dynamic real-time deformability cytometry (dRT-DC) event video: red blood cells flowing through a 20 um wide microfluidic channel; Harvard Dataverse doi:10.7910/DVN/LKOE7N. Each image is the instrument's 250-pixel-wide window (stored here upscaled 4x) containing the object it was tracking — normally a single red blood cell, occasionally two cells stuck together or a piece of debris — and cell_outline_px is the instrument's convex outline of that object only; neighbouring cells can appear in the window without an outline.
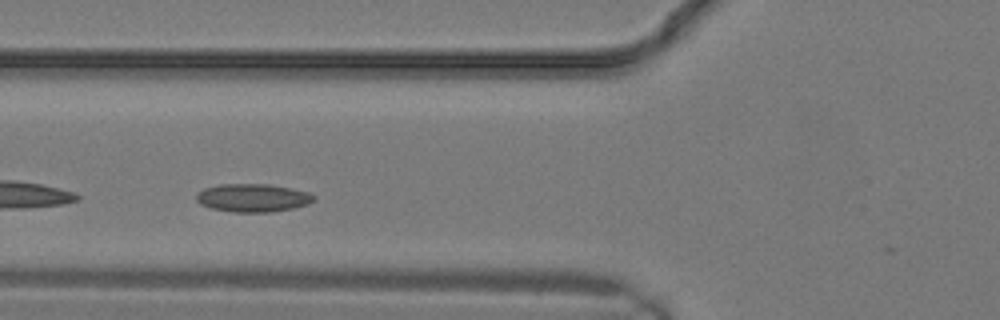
{"species": "common noctule bat (a hibernating species)", "species_latin": "Nyctalus noctula", "temperature_condition": "warm", "stored_images_in_passage": 7, "camera_frame_rate_fps": 3000, "um_per_image_px": 0.085, "animal": {"sex": "male", "body_mass_g": 19.2, "forearm_length_mm": 51.8}, "frame": {"image": 1, "passage_image": 4, "time_ms": 1.0, "image_size_px": [1000, 320], "cell_outline_px": [[316, 200], [308, 204], [292, 208], [272, 212], [232, 212], [212, 208], [200, 204], [196, 200], [196, 196], [204, 188], [220, 184], [268, 184], [308, 192], [316, 196]], "centroid_in_image_um": [21.5, 16.82], "position_along_channel_um": 104.3, "area_um2": 19.19}}
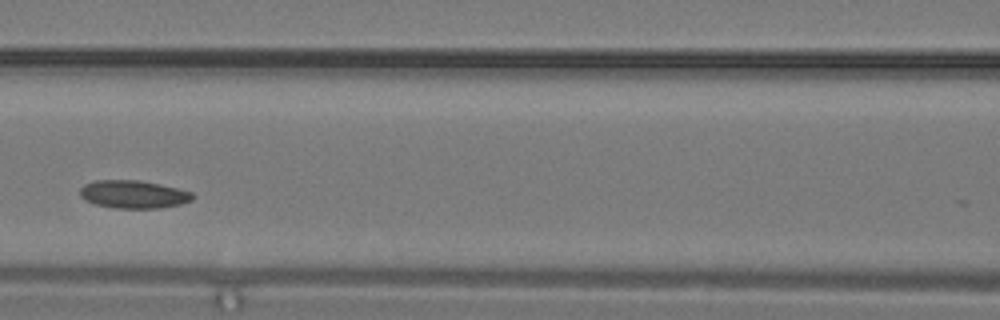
{"frame": {"image": 2, "passage_image": 6, "time_ms": 1.667, "image_size_px": [1000, 320], "cell_outline_px": [[196, 196], [192, 200], [180, 204], [160, 208], [116, 208], [96, 204], [84, 200], [80, 196], [80, 188], [84, 184], [96, 180], [140, 180], [160, 184], [192, 192]], "centroid_in_image_um": [11.34, 16.51], "position_along_channel_um": 155.3, "area_um2": 18.38}}